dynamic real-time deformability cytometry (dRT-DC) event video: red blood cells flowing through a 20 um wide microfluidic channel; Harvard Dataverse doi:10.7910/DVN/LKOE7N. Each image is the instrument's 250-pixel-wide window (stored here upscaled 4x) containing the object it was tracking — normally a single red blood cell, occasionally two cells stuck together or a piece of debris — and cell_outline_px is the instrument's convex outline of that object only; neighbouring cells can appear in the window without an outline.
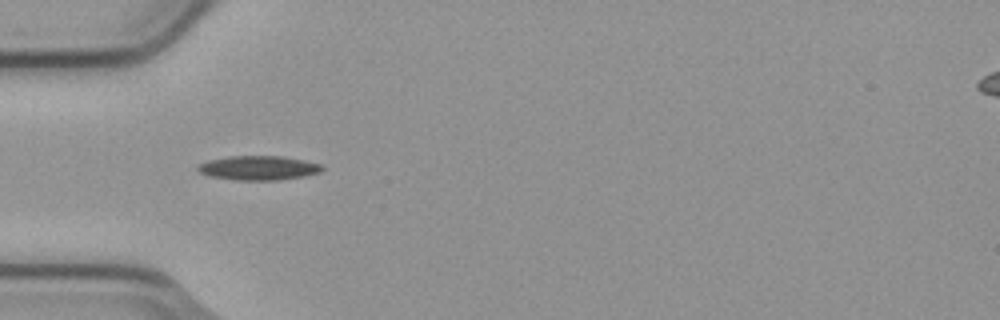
{"species": "common noctule bat (a hibernating species)", "species_latin": "Nyctalus noctula", "temperature_condition": "cold", "stored_images_in_passage": 7, "camera_frame_rate_fps": 3000, "um_per_image_px": 0.085, "animal": {"sex": "male", "body_mass_g": 23.1, "forearm_length_mm": 52.7}, "frame": {"image": 1, "passage_image": 3, "time_ms": 0.667, "image_size_px": [1000, 320], "cell_outline_px": [[324, 168], [320, 172], [300, 176], [276, 180], [236, 180], [208, 176], [200, 172], [196, 168], [200, 164], [208, 160], [232, 156], [284, 156], [304, 160], [320, 164]], "centroid_in_image_um": [21.95, 14.27], "position_along_channel_um": 63.1, "area_um2": 17.4}}
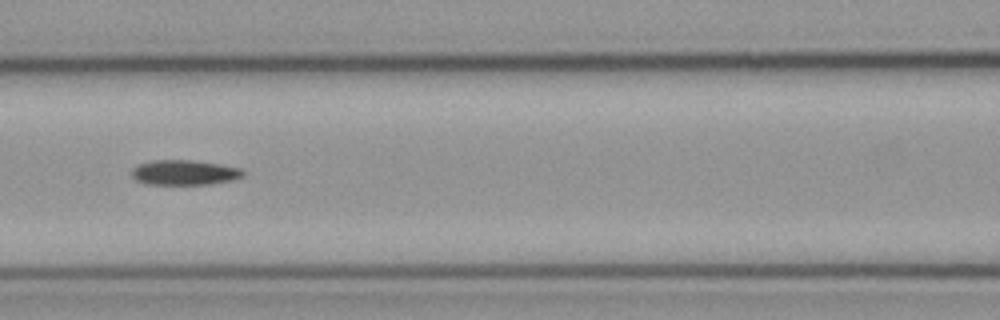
{"frame": {"image": 2, "passage_image": 5, "time_ms": 1.333, "image_size_px": [1000, 320], "cell_outline_px": [[244, 176], [232, 180], [208, 184], [144, 184], [136, 180], [132, 176], [132, 168], [140, 164], [152, 160], [192, 160], [220, 164], [240, 168], [244, 172]], "centroid_in_image_um": [15.66, 14.66], "position_along_channel_um": 150.9, "area_um2": 16.18}}
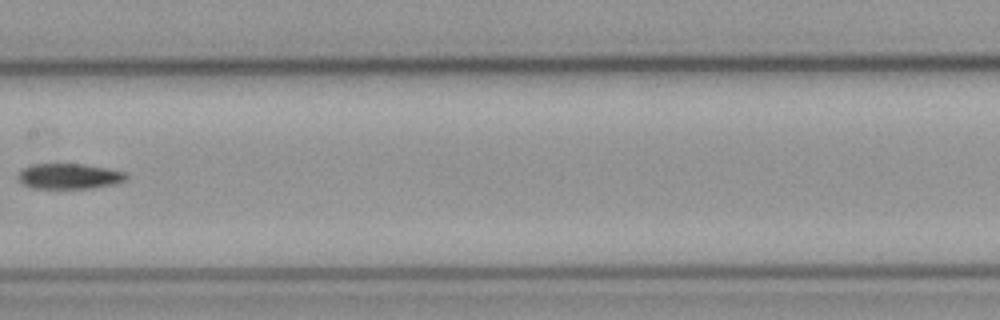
{"frame": {"image": 3, "passage_image": 6, "time_ms": 1.667, "image_size_px": [1000, 320], "cell_outline_px": [[128, 176], [124, 180], [112, 184], [88, 188], [32, 188], [24, 184], [16, 176], [28, 164], [84, 164], [108, 168], [124, 172]], "centroid_in_image_um": [5.85, 14.96], "position_along_channel_um": 201.6, "area_um2": 15.84}}